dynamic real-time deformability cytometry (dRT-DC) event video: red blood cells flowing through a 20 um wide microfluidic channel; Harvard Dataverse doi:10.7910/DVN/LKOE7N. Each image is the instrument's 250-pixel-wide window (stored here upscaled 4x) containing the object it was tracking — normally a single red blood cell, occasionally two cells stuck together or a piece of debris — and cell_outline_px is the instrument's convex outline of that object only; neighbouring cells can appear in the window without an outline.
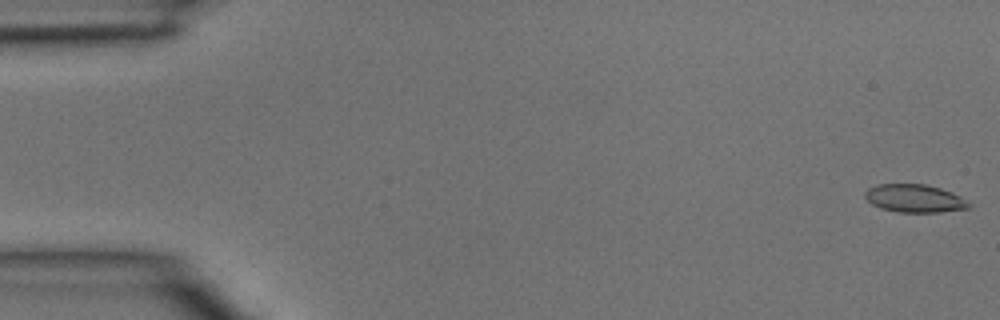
{"species": "common noctule bat (a hibernating species)", "species_latin": "Nyctalus noctula", "temperature_condition": "room temperature", "stored_images_in_passage": 4, "camera_frame_rate_fps": 3000, "um_per_image_px": 0.085, "animal": {"sex": "male", "body_mass_g": 15.6}, "frame": {"image": 1, "passage_image": 1, "time_ms": 0.0, "image_size_px": [1000, 320], "cell_outline_px": [[972, 208], [940, 212], [900, 212], [880, 208], [872, 204], [864, 196], [864, 192], [868, 188], [876, 184], [924, 184], [940, 188], [952, 192], [960, 196], [972, 204]], "centroid_in_image_um": [77.76, 16.86], "position_along_channel_um": 7.2, "area_um2": 17.05}}
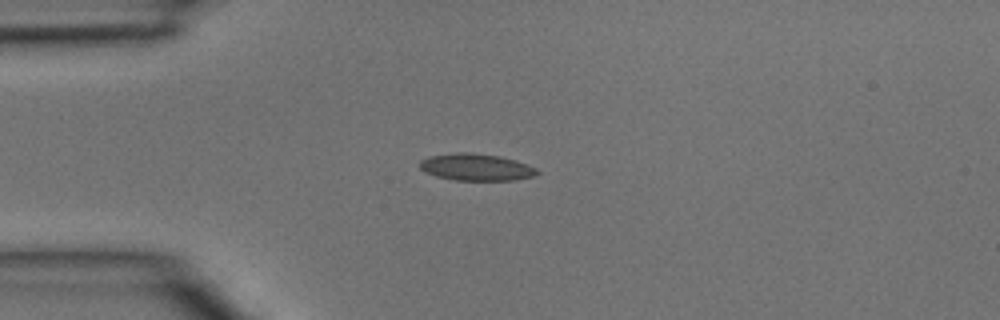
{"frame": {"image": 2, "passage_image": 3, "time_ms": 0.667, "image_size_px": [1000, 320], "cell_outline_px": [[540, 172], [532, 176], [516, 180], [456, 180], [436, 176], [424, 172], [420, 168], [420, 160], [428, 156], [456, 152], [472, 152], [500, 156], [516, 160], [536, 168]], "centroid_in_image_um": [40.45, 14.2], "position_along_channel_um": 44.5, "area_um2": 18.5}}